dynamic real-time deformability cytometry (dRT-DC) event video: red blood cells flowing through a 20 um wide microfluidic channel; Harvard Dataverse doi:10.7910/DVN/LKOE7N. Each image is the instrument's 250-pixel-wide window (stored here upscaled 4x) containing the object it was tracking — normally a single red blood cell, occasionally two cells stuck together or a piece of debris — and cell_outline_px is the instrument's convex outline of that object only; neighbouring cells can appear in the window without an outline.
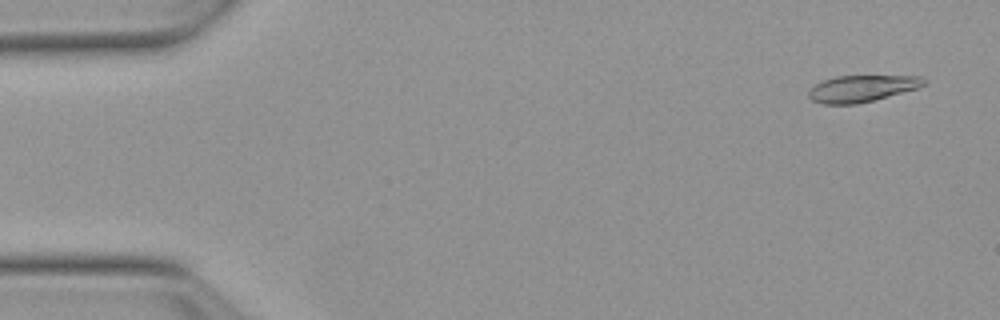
{"species": "Egyptian fruit bat (a non-hibernating species)", "species_latin": "Rousettus aegyptiacus", "temperature_condition": "warm", "stored_images_in_passage": 53, "camera_frame_rate_fps": 3000, "um_per_image_px": 0.085, "animal": {"sex": "female"}, "frame": {"image": 1, "passage_image": 3, "time_ms": 0.667, "image_size_px": [1000, 320], "cell_outline_px": [[928, 84], [920, 88], [856, 104], [820, 104], [812, 100], [808, 96], [808, 92], [816, 84], [824, 80], [836, 76], [920, 76], [928, 80]], "centroid_in_image_um": [73.31, 7.52], "position_along_channel_um": 11.7, "area_um2": 17.92}}
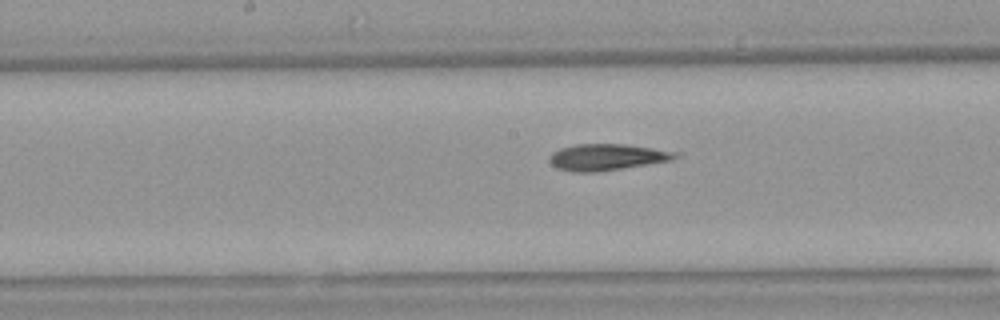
{"frame": {"image": 2, "passage_image": 27, "time_ms": 8.667, "image_size_px": [1000, 320], "cell_outline_px": [[680, 156], [672, 160], [600, 172], [572, 172], [556, 168], [548, 160], [548, 156], [552, 152], [560, 148], [576, 144], [624, 144], [680, 152]], "centroid_in_image_um": [51.57, 13.36], "position_along_channel_um": 196.6, "area_um2": 19.59}}
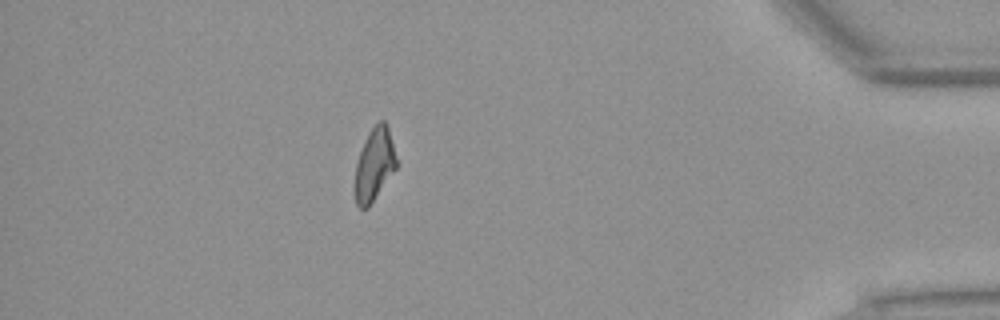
{"frame": {"image": 3, "passage_image": 47, "time_ms": 15.333, "image_size_px": [1000, 320], "cell_outline_px": [[396, 168], [368, 208], [360, 208], [356, 204], [352, 192], [352, 188], [356, 164], [360, 152], [372, 128], [380, 120], [384, 120], [388, 128], [396, 160]], "centroid_in_image_um": [31.76, 14.08], "position_along_channel_um": 403.4, "area_um2": 17.4}, "authors_computed_cell_mechanics": {"area_um2": 18.9584, "velocity_mm_per_s": 3.8218, "shape_relaxation_time_tau1_ms": null, "shape_relaxation_time_tau2_ms": 3.8293, "deformation_change_tau1": null, "deformation_change_tau2": 0.1377}}